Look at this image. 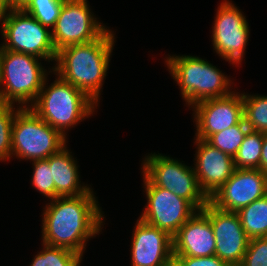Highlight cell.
I'll use <instances>...</instances> for the list:
<instances>
[{
	"label": "cell",
	"instance_id": "6da1fadb",
	"mask_svg": "<svg viewBox=\"0 0 267 266\" xmlns=\"http://www.w3.org/2000/svg\"><path fill=\"white\" fill-rule=\"evenodd\" d=\"M96 200L92 189L76 197L51 199L43 213V244L83 256L86 241L99 234L103 225L104 215Z\"/></svg>",
	"mask_w": 267,
	"mask_h": 266
},
{
	"label": "cell",
	"instance_id": "7a4b0ae2",
	"mask_svg": "<svg viewBox=\"0 0 267 266\" xmlns=\"http://www.w3.org/2000/svg\"><path fill=\"white\" fill-rule=\"evenodd\" d=\"M114 40V34L108 28L98 39L58 50L52 71L98 104Z\"/></svg>",
	"mask_w": 267,
	"mask_h": 266
},
{
	"label": "cell",
	"instance_id": "3957f363",
	"mask_svg": "<svg viewBox=\"0 0 267 266\" xmlns=\"http://www.w3.org/2000/svg\"><path fill=\"white\" fill-rule=\"evenodd\" d=\"M45 85L44 81L38 98L29 108L64 136L65 130L93 114L97 104L61 77L58 76L49 87Z\"/></svg>",
	"mask_w": 267,
	"mask_h": 266
},
{
	"label": "cell",
	"instance_id": "277c9868",
	"mask_svg": "<svg viewBox=\"0 0 267 266\" xmlns=\"http://www.w3.org/2000/svg\"><path fill=\"white\" fill-rule=\"evenodd\" d=\"M165 62L190 107L200 101L224 97L233 92L230 91V79L207 60L191 55H169Z\"/></svg>",
	"mask_w": 267,
	"mask_h": 266
},
{
	"label": "cell",
	"instance_id": "5b68a950",
	"mask_svg": "<svg viewBox=\"0 0 267 266\" xmlns=\"http://www.w3.org/2000/svg\"><path fill=\"white\" fill-rule=\"evenodd\" d=\"M39 59L0 47V103L18 102L22 108L34 104L48 75Z\"/></svg>",
	"mask_w": 267,
	"mask_h": 266
},
{
	"label": "cell",
	"instance_id": "8992f818",
	"mask_svg": "<svg viewBox=\"0 0 267 266\" xmlns=\"http://www.w3.org/2000/svg\"><path fill=\"white\" fill-rule=\"evenodd\" d=\"M66 138L30 108H21L12 125L11 157L16 155L32 161L47 159L67 146Z\"/></svg>",
	"mask_w": 267,
	"mask_h": 266
},
{
	"label": "cell",
	"instance_id": "52a82bcc",
	"mask_svg": "<svg viewBox=\"0 0 267 266\" xmlns=\"http://www.w3.org/2000/svg\"><path fill=\"white\" fill-rule=\"evenodd\" d=\"M2 49L33 55L45 61L56 60L52 32L23 9L0 10Z\"/></svg>",
	"mask_w": 267,
	"mask_h": 266
},
{
	"label": "cell",
	"instance_id": "ba28073f",
	"mask_svg": "<svg viewBox=\"0 0 267 266\" xmlns=\"http://www.w3.org/2000/svg\"><path fill=\"white\" fill-rule=\"evenodd\" d=\"M143 161V176L153 185L184 198L198 211L209 202L199 186L194 168L159 153H151Z\"/></svg>",
	"mask_w": 267,
	"mask_h": 266
},
{
	"label": "cell",
	"instance_id": "9c48e42d",
	"mask_svg": "<svg viewBox=\"0 0 267 266\" xmlns=\"http://www.w3.org/2000/svg\"><path fill=\"white\" fill-rule=\"evenodd\" d=\"M143 179L147 205L139 218L173 237L198 210L184 198L153 185L145 176Z\"/></svg>",
	"mask_w": 267,
	"mask_h": 266
},
{
	"label": "cell",
	"instance_id": "30bf717a",
	"mask_svg": "<svg viewBox=\"0 0 267 266\" xmlns=\"http://www.w3.org/2000/svg\"><path fill=\"white\" fill-rule=\"evenodd\" d=\"M87 0H65L60 15L52 28L56 51L98 39L107 28L91 13Z\"/></svg>",
	"mask_w": 267,
	"mask_h": 266
},
{
	"label": "cell",
	"instance_id": "8fae6325",
	"mask_svg": "<svg viewBox=\"0 0 267 266\" xmlns=\"http://www.w3.org/2000/svg\"><path fill=\"white\" fill-rule=\"evenodd\" d=\"M241 11L229 0L218 7L212 43L216 53L232 64L241 63L249 38V25Z\"/></svg>",
	"mask_w": 267,
	"mask_h": 266
},
{
	"label": "cell",
	"instance_id": "7c38bea8",
	"mask_svg": "<svg viewBox=\"0 0 267 266\" xmlns=\"http://www.w3.org/2000/svg\"><path fill=\"white\" fill-rule=\"evenodd\" d=\"M202 211L209 217L216 242L215 255L229 266H239L248 247L237 212L221 210L208 202Z\"/></svg>",
	"mask_w": 267,
	"mask_h": 266
},
{
	"label": "cell",
	"instance_id": "4fadbf2b",
	"mask_svg": "<svg viewBox=\"0 0 267 266\" xmlns=\"http://www.w3.org/2000/svg\"><path fill=\"white\" fill-rule=\"evenodd\" d=\"M267 194V174L259 169H235L209 202L224 211L238 212Z\"/></svg>",
	"mask_w": 267,
	"mask_h": 266
},
{
	"label": "cell",
	"instance_id": "5bb4252c",
	"mask_svg": "<svg viewBox=\"0 0 267 266\" xmlns=\"http://www.w3.org/2000/svg\"><path fill=\"white\" fill-rule=\"evenodd\" d=\"M231 94L200 101L191 108L194 110L196 138L207 140L212 134L238 124L243 118L242 93Z\"/></svg>",
	"mask_w": 267,
	"mask_h": 266
},
{
	"label": "cell",
	"instance_id": "9a60e30c",
	"mask_svg": "<svg viewBox=\"0 0 267 266\" xmlns=\"http://www.w3.org/2000/svg\"><path fill=\"white\" fill-rule=\"evenodd\" d=\"M132 236V266H171L173 237L143 220H137Z\"/></svg>",
	"mask_w": 267,
	"mask_h": 266
},
{
	"label": "cell",
	"instance_id": "2e32d148",
	"mask_svg": "<svg viewBox=\"0 0 267 266\" xmlns=\"http://www.w3.org/2000/svg\"><path fill=\"white\" fill-rule=\"evenodd\" d=\"M197 145L194 171L201 190L210 198L232 176L234 158L209 144L195 138Z\"/></svg>",
	"mask_w": 267,
	"mask_h": 266
},
{
	"label": "cell",
	"instance_id": "e0dca14e",
	"mask_svg": "<svg viewBox=\"0 0 267 266\" xmlns=\"http://www.w3.org/2000/svg\"><path fill=\"white\" fill-rule=\"evenodd\" d=\"M216 242L209 217L197 211L173 236V256L215 255Z\"/></svg>",
	"mask_w": 267,
	"mask_h": 266
},
{
	"label": "cell",
	"instance_id": "ac0fdd59",
	"mask_svg": "<svg viewBox=\"0 0 267 266\" xmlns=\"http://www.w3.org/2000/svg\"><path fill=\"white\" fill-rule=\"evenodd\" d=\"M67 147L49 157V167L54 180V199L56 197H76L87 193L91 188L81 186L78 166Z\"/></svg>",
	"mask_w": 267,
	"mask_h": 266
},
{
	"label": "cell",
	"instance_id": "d6986e66",
	"mask_svg": "<svg viewBox=\"0 0 267 266\" xmlns=\"http://www.w3.org/2000/svg\"><path fill=\"white\" fill-rule=\"evenodd\" d=\"M249 239L267 237V194L237 212Z\"/></svg>",
	"mask_w": 267,
	"mask_h": 266
},
{
	"label": "cell",
	"instance_id": "ffe728a7",
	"mask_svg": "<svg viewBox=\"0 0 267 266\" xmlns=\"http://www.w3.org/2000/svg\"><path fill=\"white\" fill-rule=\"evenodd\" d=\"M264 133L249 130L234 157L235 169H259Z\"/></svg>",
	"mask_w": 267,
	"mask_h": 266
},
{
	"label": "cell",
	"instance_id": "44dd1931",
	"mask_svg": "<svg viewBox=\"0 0 267 266\" xmlns=\"http://www.w3.org/2000/svg\"><path fill=\"white\" fill-rule=\"evenodd\" d=\"M243 113L251 131L267 133V96L242 94Z\"/></svg>",
	"mask_w": 267,
	"mask_h": 266
},
{
	"label": "cell",
	"instance_id": "7402d4cb",
	"mask_svg": "<svg viewBox=\"0 0 267 266\" xmlns=\"http://www.w3.org/2000/svg\"><path fill=\"white\" fill-rule=\"evenodd\" d=\"M249 130L250 129L243 118L238 124L212 134L206 141L212 146L218 148L220 151L225 152L227 155L234 158Z\"/></svg>",
	"mask_w": 267,
	"mask_h": 266
},
{
	"label": "cell",
	"instance_id": "603a6c76",
	"mask_svg": "<svg viewBox=\"0 0 267 266\" xmlns=\"http://www.w3.org/2000/svg\"><path fill=\"white\" fill-rule=\"evenodd\" d=\"M30 266H80L82 256L74 251L62 247L43 244Z\"/></svg>",
	"mask_w": 267,
	"mask_h": 266
},
{
	"label": "cell",
	"instance_id": "cb8c5ba5",
	"mask_svg": "<svg viewBox=\"0 0 267 266\" xmlns=\"http://www.w3.org/2000/svg\"><path fill=\"white\" fill-rule=\"evenodd\" d=\"M65 0H31L23 9L46 27L55 26Z\"/></svg>",
	"mask_w": 267,
	"mask_h": 266
},
{
	"label": "cell",
	"instance_id": "d4e9b609",
	"mask_svg": "<svg viewBox=\"0 0 267 266\" xmlns=\"http://www.w3.org/2000/svg\"><path fill=\"white\" fill-rule=\"evenodd\" d=\"M11 104L0 103V161L11 158L12 125L16 113L22 108L15 110Z\"/></svg>",
	"mask_w": 267,
	"mask_h": 266
},
{
	"label": "cell",
	"instance_id": "484cf974",
	"mask_svg": "<svg viewBox=\"0 0 267 266\" xmlns=\"http://www.w3.org/2000/svg\"><path fill=\"white\" fill-rule=\"evenodd\" d=\"M32 185L41 194L54 199V180L52 179L49 167V157L47 159L33 161Z\"/></svg>",
	"mask_w": 267,
	"mask_h": 266
},
{
	"label": "cell",
	"instance_id": "4316f807",
	"mask_svg": "<svg viewBox=\"0 0 267 266\" xmlns=\"http://www.w3.org/2000/svg\"><path fill=\"white\" fill-rule=\"evenodd\" d=\"M239 266H267V237L249 240L244 258Z\"/></svg>",
	"mask_w": 267,
	"mask_h": 266
},
{
	"label": "cell",
	"instance_id": "83f0119b",
	"mask_svg": "<svg viewBox=\"0 0 267 266\" xmlns=\"http://www.w3.org/2000/svg\"><path fill=\"white\" fill-rule=\"evenodd\" d=\"M173 266H229L218 256L190 257V256H173Z\"/></svg>",
	"mask_w": 267,
	"mask_h": 266
},
{
	"label": "cell",
	"instance_id": "f1b7e54d",
	"mask_svg": "<svg viewBox=\"0 0 267 266\" xmlns=\"http://www.w3.org/2000/svg\"><path fill=\"white\" fill-rule=\"evenodd\" d=\"M259 170L267 174V133H264Z\"/></svg>",
	"mask_w": 267,
	"mask_h": 266
},
{
	"label": "cell",
	"instance_id": "f546056e",
	"mask_svg": "<svg viewBox=\"0 0 267 266\" xmlns=\"http://www.w3.org/2000/svg\"><path fill=\"white\" fill-rule=\"evenodd\" d=\"M31 0H13V9H24Z\"/></svg>",
	"mask_w": 267,
	"mask_h": 266
},
{
	"label": "cell",
	"instance_id": "4dcf8cb0",
	"mask_svg": "<svg viewBox=\"0 0 267 266\" xmlns=\"http://www.w3.org/2000/svg\"><path fill=\"white\" fill-rule=\"evenodd\" d=\"M1 9H13V0H0Z\"/></svg>",
	"mask_w": 267,
	"mask_h": 266
}]
</instances>
